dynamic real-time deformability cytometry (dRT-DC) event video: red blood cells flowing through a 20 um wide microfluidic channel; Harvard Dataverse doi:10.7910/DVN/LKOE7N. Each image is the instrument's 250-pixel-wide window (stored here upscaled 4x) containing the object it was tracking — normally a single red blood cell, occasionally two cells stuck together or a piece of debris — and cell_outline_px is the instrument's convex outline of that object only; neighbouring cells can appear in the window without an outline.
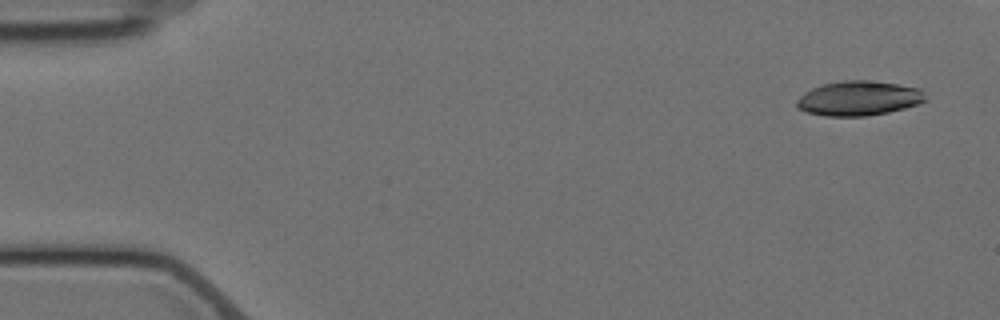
{"species": "Egyptian fruit bat (a non-hibernating species)", "species_latin": "Rousettus aegyptiacus", "temperature_condition": "cold", "stored_images_in_passage": 7, "camera_frame_rate_fps": 3000, "um_per_image_px": 0.085, "animal": {"sex": "female"}, "frame": {"image": 1, "passage_image": 1, "time_ms": 0.0, "image_size_px": [1000, 320], "cell_outline_px": [[928, 100], [904, 108], [888, 112], [868, 116], [824, 116], [804, 112], [796, 108], [796, 100], [804, 92], [820, 84], [840, 80], [868, 80], [896, 84], [920, 88], [924, 92]], "centroid_in_image_um": [72.95, 8.35], "position_along_channel_um": 12.1, "area_um2": 26.3}}